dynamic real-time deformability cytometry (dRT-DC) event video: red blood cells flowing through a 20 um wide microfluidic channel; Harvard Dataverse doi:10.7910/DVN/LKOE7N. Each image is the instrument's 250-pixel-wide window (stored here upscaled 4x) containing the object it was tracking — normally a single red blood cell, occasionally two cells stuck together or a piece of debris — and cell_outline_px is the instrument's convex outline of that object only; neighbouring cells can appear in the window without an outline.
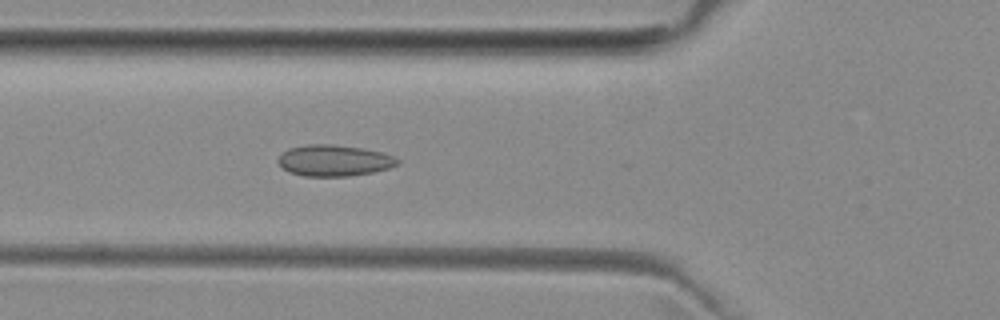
{"species": "common noctule bat (a hibernating species)", "species_latin": "Nyctalus noctula", "temperature_condition": "room temperature", "stored_images_in_passage": 6, "camera_frame_rate_fps": 3000, "um_per_image_px": 0.085, "animal": {"sex": "female", "body_mass_g": 29.2, "forearm_length_mm": 56.3}, "frame": {"image": 1, "passage_image": 5, "time_ms": 5.667, "image_size_px": [1000, 320], "cell_outline_px": [[400, 164], [388, 168], [372, 172], [348, 176], [304, 176], [288, 172], [276, 160], [288, 148], [308, 144], [332, 144], [364, 148], [384, 152], [396, 156], [400, 160]], "centroid_in_image_um": [28.44, 13.63], "position_along_channel_um": 97.4, "area_um2": 21.91}}